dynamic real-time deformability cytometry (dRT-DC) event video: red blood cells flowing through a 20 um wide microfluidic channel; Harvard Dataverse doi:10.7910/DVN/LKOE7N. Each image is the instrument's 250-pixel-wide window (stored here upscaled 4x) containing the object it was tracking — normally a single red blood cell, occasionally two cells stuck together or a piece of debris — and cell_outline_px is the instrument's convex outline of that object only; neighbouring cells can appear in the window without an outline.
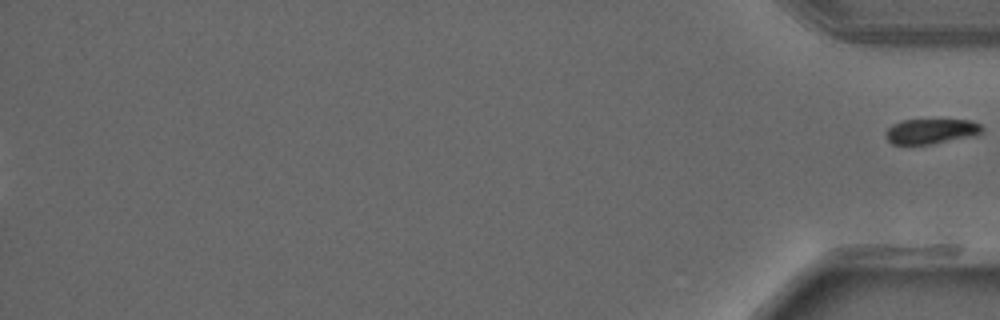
{"species": "common noctule bat (a hibernating species)", "species_latin": "Nyctalus noctula", "temperature_condition": "warm", "stored_images_in_passage": 42, "segment_of_instrument_passage": [2, 2], "camera_frame_rate_fps": 3000, "um_per_image_px": 0.085, "animal": {"sex": "male", "forearm_length_mm": 52.5}, "frame": {"image": 1, "passage_image": 42, "time_ms": 13.667, "image_size_px": [1000, 320], "cell_outline_px": [[984, 128], [980, 132], [972, 136], [932, 144], [892, 144], [888, 140], [888, 128], [892, 124], [904, 120], [972, 120], [980, 124]], "centroid_in_image_um": [79.17, 11.15], "position_along_channel_um": 356.0, "area_um2": 13.81}}